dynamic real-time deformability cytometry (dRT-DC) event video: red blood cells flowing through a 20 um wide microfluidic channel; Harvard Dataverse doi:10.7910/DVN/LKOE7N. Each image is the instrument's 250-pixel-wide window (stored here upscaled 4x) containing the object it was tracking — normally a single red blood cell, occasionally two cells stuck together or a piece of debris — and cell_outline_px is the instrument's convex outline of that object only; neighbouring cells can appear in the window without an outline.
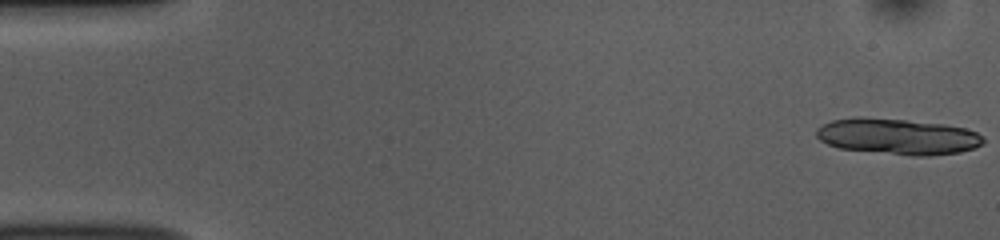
{"species": "common noctule bat (a hibernating species)", "species_latin": "Nyctalus noctula", "temperature_condition": "room temperature", "stored_images_in_passage": 14, "camera_frame_rate_fps": 3000, "um_per_image_px": 0.085, "animal": {"sex": "female", "body_mass_g": 10.0, "forearm_length_mm": 53.1}, "frame": {"image": 1, "passage_image": 1, "time_ms": 0.0, "image_size_px": [1000, 240], "cell_outline_px": [[984, 140], [976, 148], [960, 152], [928, 156], [912, 156], [840, 148], [828, 144], [820, 140], [816, 136], [816, 128], [832, 120], [856, 116], [904, 120], [944, 124], [964, 128], [976, 132], [984, 136]], "centroid_in_image_um": [76.3, 11.6], "position_along_channel_um": 8.7, "area_um2": 35.03}}